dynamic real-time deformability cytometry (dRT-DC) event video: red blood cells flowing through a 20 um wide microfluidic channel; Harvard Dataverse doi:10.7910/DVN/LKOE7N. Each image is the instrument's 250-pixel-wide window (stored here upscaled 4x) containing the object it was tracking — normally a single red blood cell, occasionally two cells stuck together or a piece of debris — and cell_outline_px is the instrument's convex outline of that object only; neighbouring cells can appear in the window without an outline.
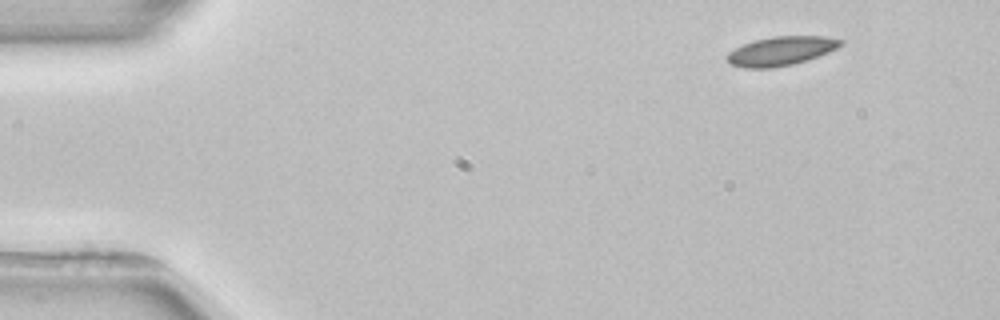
{"species": "common noctule bat (a hibernating species)", "species_latin": "Nyctalus noctula", "temperature_condition": "room temperature", "stored_images_in_passage": 3, "camera_frame_rate_fps": 3000, "um_per_image_px": 0.085, "animal": {"sex": "female", "body_mass_g": 22.7, "forearm_length_mm": 54.2}, "frame": {"image": 1, "passage_image": 1, "time_ms": 0.0, "image_size_px": [1000, 320], "cell_outline_px": [[844, 44], [828, 52], [792, 64], [772, 68], [744, 68], [732, 64], [724, 56], [728, 52], [744, 44], [756, 40], [772, 36], [824, 36], [844, 40]], "centroid_in_image_um": [66.38, 4.32], "position_along_channel_um": 18.6, "area_um2": 18.96}}
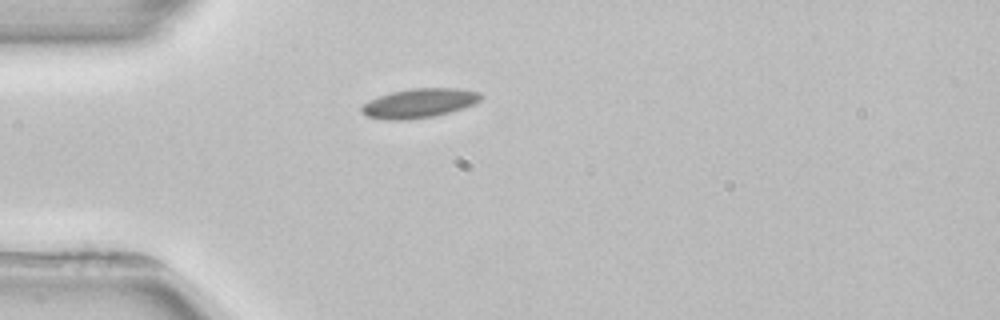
{"frame": {"image": 2, "passage_image": 3, "time_ms": 3.0, "image_size_px": [1000, 320], "cell_outline_px": [[484, 96], [480, 100], [472, 104], [448, 112], [432, 116], [408, 120], [388, 120], [368, 116], [360, 112], [360, 108], [368, 100], [392, 92], [412, 88], [460, 88], [480, 92]], "centroid_in_image_um": [35.62, 8.76], "position_along_channel_um": 49.4, "area_um2": 20.17}}